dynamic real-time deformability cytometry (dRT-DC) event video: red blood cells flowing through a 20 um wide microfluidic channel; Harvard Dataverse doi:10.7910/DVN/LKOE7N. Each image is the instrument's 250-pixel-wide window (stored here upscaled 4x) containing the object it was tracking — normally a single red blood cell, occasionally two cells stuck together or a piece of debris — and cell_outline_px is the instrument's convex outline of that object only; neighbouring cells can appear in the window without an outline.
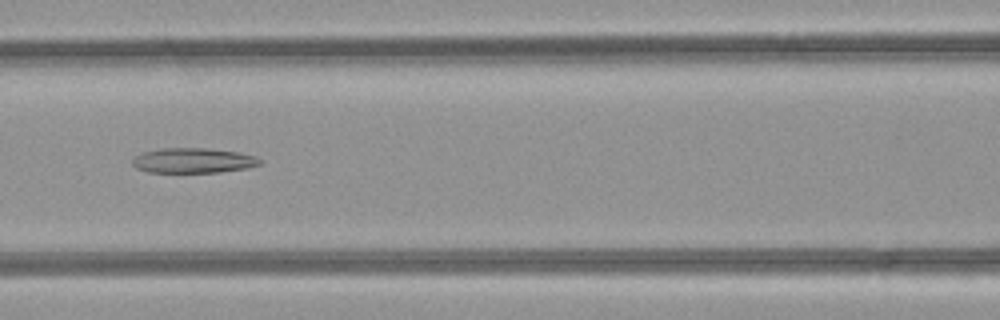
{"species": "common noctule bat (a hibernating species)", "species_latin": "Nyctalus noctula", "temperature_condition": "room temperature", "stored_images_in_passage": 37, "camera_frame_rate_fps": 3000, "um_per_image_px": 0.085, "animal": {"sex": "female", "body_mass_g": 21.9}, "frame": {"image": 1, "passage_image": 9, "time_ms": 2.667, "image_size_px": [1000, 320], "cell_outline_px": [[260, 164], [248, 168], [220, 172], [148, 172], [136, 168], [132, 164], [132, 160], [136, 156], [144, 152], [160, 148], [204, 148], [236, 152], [256, 156], [260, 160]], "centroid_in_image_um": [16.41, 13.65], "position_along_channel_um": 150.2, "area_um2": 18.44}}
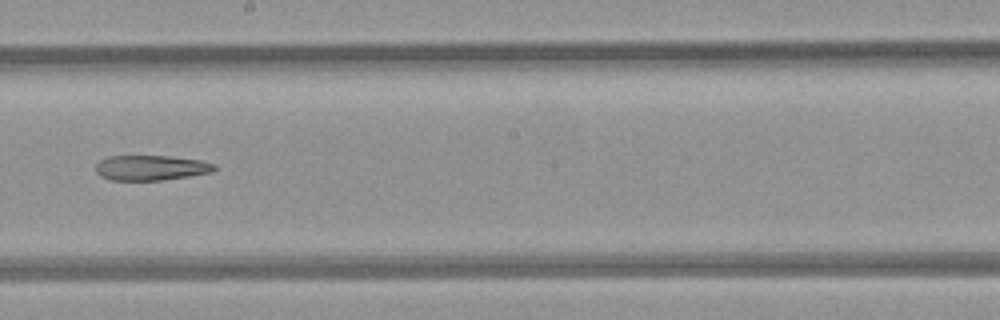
{"frame": {"image": 2, "passage_image": 15, "time_ms": 4.667, "image_size_px": [1000, 320], "cell_outline_px": [[216, 168], [212, 172], [188, 176], [160, 180], [112, 180], [100, 176], [96, 172], [96, 164], [100, 160], [108, 156], [168, 156], [200, 160], [216, 164]], "centroid_in_image_um": [12.82, 14.25], "position_along_channel_um": 235.4, "area_um2": 17.28}}
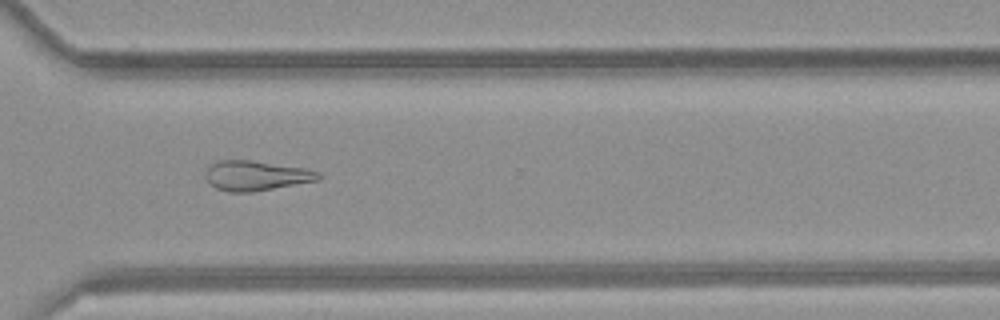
{"frame": {"image": 3, "passage_image": 23, "time_ms": 7.333, "image_size_px": [1000, 320], "cell_outline_px": [[324, 176], [320, 180], [252, 192], [228, 192], [216, 188], [204, 176], [208, 168], [212, 164], [220, 160], [252, 160], [304, 168], [320, 172]], "centroid_in_image_um": [21.81, 14.93], "position_along_channel_um": 348.8, "area_um2": 19.65}}